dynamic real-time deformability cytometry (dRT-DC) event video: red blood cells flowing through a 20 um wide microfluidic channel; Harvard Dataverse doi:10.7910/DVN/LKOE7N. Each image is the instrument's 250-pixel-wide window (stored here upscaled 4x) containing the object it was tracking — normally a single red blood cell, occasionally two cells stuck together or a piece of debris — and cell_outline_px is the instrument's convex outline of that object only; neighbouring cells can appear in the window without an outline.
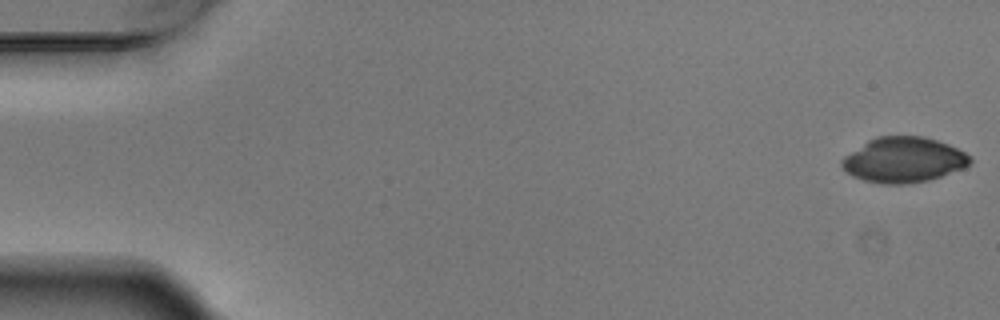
{"species": "Egyptian fruit bat (a non-hibernating species)", "species_latin": "Rousettus aegyptiacus", "temperature_condition": "warm", "stored_images_in_passage": 6, "camera_frame_rate_fps": 3000, "um_per_image_px": 0.085, "animal": {"sex": "male"}, "frame": {"image": 1, "passage_image": 1, "time_ms": 0.0, "image_size_px": [1000, 320], "cell_outline_px": [[972, 160], [964, 168], [928, 180], [904, 184], [884, 184], [864, 180], [852, 176], [840, 164], [840, 160], [844, 156], [868, 140], [876, 136], [924, 136], [948, 144], [964, 152]], "centroid_in_image_um": [76.78, 13.58], "position_along_channel_um": 8.2, "area_um2": 33.58}}